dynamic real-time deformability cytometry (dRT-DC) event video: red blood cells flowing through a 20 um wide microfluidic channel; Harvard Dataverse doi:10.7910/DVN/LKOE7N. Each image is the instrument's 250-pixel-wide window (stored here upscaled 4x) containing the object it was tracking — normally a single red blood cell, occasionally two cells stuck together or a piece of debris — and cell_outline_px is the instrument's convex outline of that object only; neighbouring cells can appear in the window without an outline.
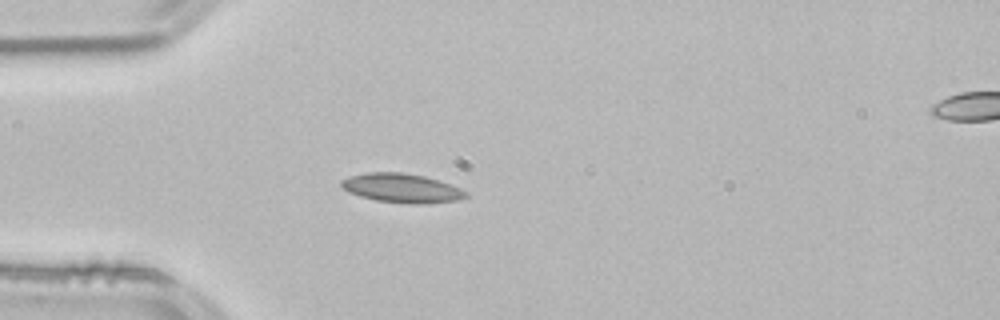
{"species": "common noctule bat (a hibernating species)", "species_latin": "Nyctalus noctula", "temperature_condition": "room temperature", "stored_images_in_passage": 45, "camera_frame_rate_fps": 3000, "um_per_image_px": 0.085, "animal": {"sex": "male", "body_mass_g": 21.5, "forearm_length_mm": 52.0}, "frame": {"image": 1, "passage_image": 14, "time_ms": 4.333, "image_size_px": [1000, 320], "cell_outline_px": [[468, 196], [456, 200], [424, 204], [408, 204], [376, 200], [360, 196], [348, 192], [340, 184], [340, 180], [348, 176], [368, 172], [400, 172], [424, 176], [460, 188], [468, 192]], "centroid_in_image_um": [34.11, 15.99], "position_along_channel_um": 50.9, "area_um2": 21.04}, "authors_computed_cell_mechanics": {"area_um2": 19.3052, "velocity_mm_per_s": 3.8145, "shape_relaxation_time_tau1_ms": 3.7873, "shape_relaxation_time_tau2_ms": 1.5278, "deformation_change_tau1": 0.1269, "deformation_change_tau2": 0.074}}